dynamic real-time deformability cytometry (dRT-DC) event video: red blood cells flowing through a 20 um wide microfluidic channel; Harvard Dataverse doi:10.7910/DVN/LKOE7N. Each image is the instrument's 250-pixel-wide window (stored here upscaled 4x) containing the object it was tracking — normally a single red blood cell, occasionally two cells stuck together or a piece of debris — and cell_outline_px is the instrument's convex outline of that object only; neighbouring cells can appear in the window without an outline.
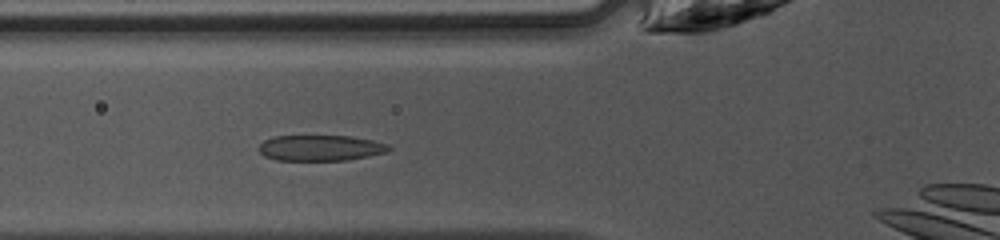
{"species": "common noctule bat (a hibernating species)", "species_latin": "Nyctalus noctula", "temperature_condition": "warm", "stored_images_in_passage": 36, "camera_frame_rate_fps": 3000, "um_per_image_px": 0.085, "animal": {"sex": "female", "body_mass_g": 10.0, "forearm_length_mm": 53.1}, "frame": {"image": 1, "passage_image": 7, "time_ms": 2.0, "image_size_px": [1000, 240], "cell_outline_px": [[392, 148], [388, 152], [348, 160], [276, 160], [264, 156], [260, 152], [260, 144], [264, 140], [272, 136], [348, 136], [372, 140], [388, 144]], "centroid_in_image_um": [27.25, 12.57], "position_along_channel_um": 98.5, "area_um2": 19.48}}
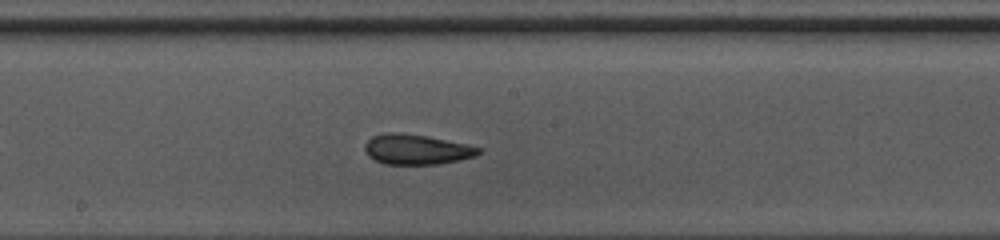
{"frame": {"image": 2, "passage_image": 15, "time_ms": 4.667, "image_size_px": [1000, 240], "cell_outline_px": [[484, 148], [476, 156], [460, 160], [440, 164], [384, 164], [368, 156], [364, 152], [364, 144], [372, 136], [384, 132], [396, 132], [428, 136]], "centroid_in_image_um": [35.4, 12.7], "position_along_channel_um": 212.8, "area_um2": 20.17}}
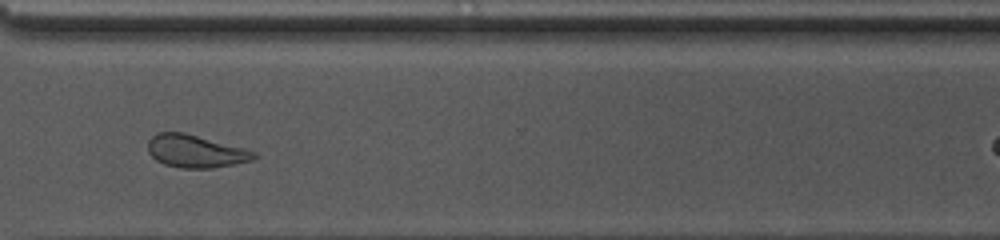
{"frame": {"image": 3, "passage_image": 25, "time_ms": 8.0, "image_size_px": [1000, 240], "cell_outline_px": [[256, 156], [252, 160], [212, 168], [180, 168], [164, 164], [156, 160], [148, 152], [148, 140], [156, 132], [184, 132], [244, 148], [256, 152]], "centroid_in_image_um": [16.58, 12.85], "position_along_channel_um": 354.0, "area_um2": 20.11}}